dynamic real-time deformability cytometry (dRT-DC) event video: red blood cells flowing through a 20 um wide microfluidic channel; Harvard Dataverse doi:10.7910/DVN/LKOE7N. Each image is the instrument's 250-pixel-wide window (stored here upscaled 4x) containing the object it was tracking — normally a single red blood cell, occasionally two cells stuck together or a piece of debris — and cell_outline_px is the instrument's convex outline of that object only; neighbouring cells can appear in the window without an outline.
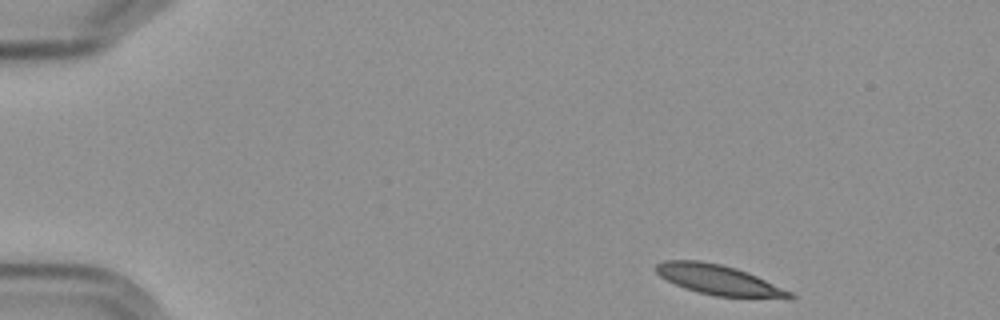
{"species": "Egyptian fruit bat (a non-hibernating species)", "species_latin": "Rousettus aegyptiacus", "temperature_condition": "cold", "stored_images_in_passage": 4, "segment_of_instrument_passage": [1, 2], "camera_frame_rate_fps": 3000, "um_per_image_px": 0.085, "frame": {"image": 1, "passage_image": 1, "time_ms": 0.0, "image_size_px": [1000, 320], "cell_outline_px": [[796, 296], [792, 300], [788, 300], [716, 296], [696, 292], [684, 288], [660, 276], [656, 272], [656, 264], [664, 260], [700, 260], [720, 264], [736, 268], [756, 276], [792, 292]], "centroid_in_image_um": [61.17, 23.82], "position_along_channel_um": 23.8, "area_um2": 23.7}}
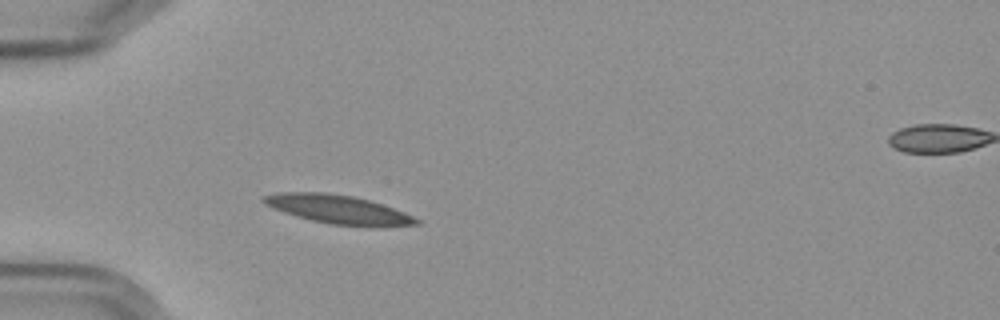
{"frame": {"image": 2, "passage_image": 3, "time_ms": 3.333, "image_size_px": [1000, 320], "cell_outline_px": [[420, 224], [384, 228], [332, 224], [312, 220], [296, 216], [272, 208], [264, 204], [260, 200], [264, 196], [276, 192], [324, 192], [352, 196], [368, 200], [404, 212], [420, 220]], "centroid_in_image_um": [28.76, 17.81], "position_along_channel_um": 56.2, "area_um2": 25.66}}